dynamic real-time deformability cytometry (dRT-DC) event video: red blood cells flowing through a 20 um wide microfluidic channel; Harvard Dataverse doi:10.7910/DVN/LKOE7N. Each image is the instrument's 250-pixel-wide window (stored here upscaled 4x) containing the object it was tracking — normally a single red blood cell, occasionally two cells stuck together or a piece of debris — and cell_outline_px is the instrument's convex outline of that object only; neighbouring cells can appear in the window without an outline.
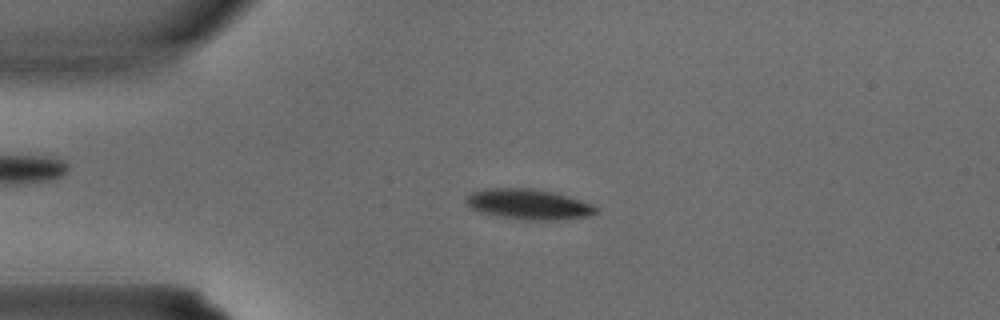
{"species": "common noctule bat (a hibernating species)", "species_latin": "Nyctalus noctula", "temperature_condition": "warm", "stored_images_in_passage": 2, "camera_frame_rate_fps": 3000, "um_per_image_px": 0.085, "animal": {"sex": "male", "body_mass_g": 15.6}, "frame": {"image": 1, "passage_image": 2, "time_ms": 0.333, "image_size_px": [1000, 320], "cell_outline_px": [[596, 212], [588, 216], [556, 220], [524, 220], [500, 216], [480, 212], [472, 208], [464, 200], [472, 192], [488, 188], [528, 188], [552, 192], [568, 196], [580, 200], [596, 208]], "centroid_in_image_um": [44.89, 17.36], "position_along_channel_um": 40.1, "area_um2": 22.54}}